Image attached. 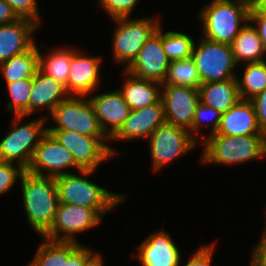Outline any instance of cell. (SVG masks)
<instances>
[{
  "label": "cell",
  "mask_w": 266,
  "mask_h": 266,
  "mask_svg": "<svg viewBox=\"0 0 266 266\" xmlns=\"http://www.w3.org/2000/svg\"><path fill=\"white\" fill-rule=\"evenodd\" d=\"M191 255V258L184 266H211L213 262V254L215 250V244L201 245L200 248ZM181 265V260L178 266Z\"/></svg>",
  "instance_id": "d590c367"
},
{
  "label": "cell",
  "mask_w": 266,
  "mask_h": 266,
  "mask_svg": "<svg viewBox=\"0 0 266 266\" xmlns=\"http://www.w3.org/2000/svg\"><path fill=\"white\" fill-rule=\"evenodd\" d=\"M251 6L240 0H212L199 10L203 38L231 44L249 21Z\"/></svg>",
  "instance_id": "277c9868"
},
{
  "label": "cell",
  "mask_w": 266,
  "mask_h": 266,
  "mask_svg": "<svg viewBox=\"0 0 266 266\" xmlns=\"http://www.w3.org/2000/svg\"><path fill=\"white\" fill-rule=\"evenodd\" d=\"M250 9H264L266 10V0H257Z\"/></svg>",
  "instance_id": "7bdbcfd3"
},
{
  "label": "cell",
  "mask_w": 266,
  "mask_h": 266,
  "mask_svg": "<svg viewBox=\"0 0 266 266\" xmlns=\"http://www.w3.org/2000/svg\"><path fill=\"white\" fill-rule=\"evenodd\" d=\"M139 0H97L103 10L111 19L120 17H131L132 11Z\"/></svg>",
  "instance_id": "d6a6232c"
},
{
  "label": "cell",
  "mask_w": 266,
  "mask_h": 266,
  "mask_svg": "<svg viewBox=\"0 0 266 266\" xmlns=\"http://www.w3.org/2000/svg\"><path fill=\"white\" fill-rule=\"evenodd\" d=\"M93 250L81 244L68 257V260H64V266H84V263L95 253Z\"/></svg>",
  "instance_id": "f35d334b"
},
{
  "label": "cell",
  "mask_w": 266,
  "mask_h": 266,
  "mask_svg": "<svg viewBox=\"0 0 266 266\" xmlns=\"http://www.w3.org/2000/svg\"><path fill=\"white\" fill-rule=\"evenodd\" d=\"M104 259L99 252H95L85 263L84 266H104Z\"/></svg>",
  "instance_id": "b9f144b4"
},
{
  "label": "cell",
  "mask_w": 266,
  "mask_h": 266,
  "mask_svg": "<svg viewBox=\"0 0 266 266\" xmlns=\"http://www.w3.org/2000/svg\"><path fill=\"white\" fill-rule=\"evenodd\" d=\"M123 84L119 87L131 110H137L157 103L161 98V83L136 77L124 69Z\"/></svg>",
  "instance_id": "7402d4cb"
},
{
  "label": "cell",
  "mask_w": 266,
  "mask_h": 266,
  "mask_svg": "<svg viewBox=\"0 0 266 266\" xmlns=\"http://www.w3.org/2000/svg\"><path fill=\"white\" fill-rule=\"evenodd\" d=\"M162 84L187 86L199 89L202 80L192 57L169 62L166 77Z\"/></svg>",
  "instance_id": "f1b7e54d"
},
{
  "label": "cell",
  "mask_w": 266,
  "mask_h": 266,
  "mask_svg": "<svg viewBox=\"0 0 266 266\" xmlns=\"http://www.w3.org/2000/svg\"><path fill=\"white\" fill-rule=\"evenodd\" d=\"M240 67L243 76L241 79L236 77L240 99L250 100L266 88V60L242 64Z\"/></svg>",
  "instance_id": "83f0119b"
},
{
  "label": "cell",
  "mask_w": 266,
  "mask_h": 266,
  "mask_svg": "<svg viewBox=\"0 0 266 266\" xmlns=\"http://www.w3.org/2000/svg\"><path fill=\"white\" fill-rule=\"evenodd\" d=\"M81 169L74 161L71 153L61 145L51 134L47 133L41 138L35 148L27 172L47 177H57L71 173L67 169Z\"/></svg>",
  "instance_id": "7c38bea8"
},
{
  "label": "cell",
  "mask_w": 266,
  "mask_h": 266,
  "mask_svg": "<svg viewBox=\"0 0 266 266\" xmlns=\"http://www.w3.org/2000/svg\"><path fill=\"white\" fill-rule=\"evenodd\" d=\"M39 65V48L36 43L26 52L11 57L0 64V72L5 83L33 78Z\"/></svg>",
  "instance_id": "d4e9b609"
},
{
  "label": "cell",
  "mask_w": 266,
  "mask_h": 266,
  "mask_svg": "<svg viewBox=\"0 0 266 266\" xmlns=\"http://www.w3.org/2000/svg\"><path fill=\"white\" fill-rule=\"evenodd\" d=\"M132 257L142 266H178L181 252L170 234L161 229L143 239Z\"/></svg>",
  "instance_id": "2e32d148"
},
{
  "label": "cell",
  "mask_w": 266,
  "mask_h": 266,
  "mask_svg": "<svg viewBox=\"0 0 266 266\" xmlns=\"http://www.w3.org/2000/svg\"><path fill=\"white\" fill-rule=\"evenodd\" d=\"M240 1L246 2L247 4H249L250 6H252V5H254V3H255L257 0H240Z\"/></svg>",
  "instance_id": "ee69618b"
},
{
  "label": "cell",
  "mask_w": 266,
  "mask_h": 266,
  "mask_svg": "<svg viewBox=\"0 0 266 266\" xmlns=\"http://www.w3.org/2000/svg\"><path fill=\"white\" fill-rule=\"evenodd\" d=\"M201 163L234 165L266 156V135L226 136L211 134L201 137Z\"/></svg>",
  "instance_id": "3957f363"
},
{
  "label": "cell",
  "mask_w": 266,
  "mask_h": 266,
  "mask_svg": "<svg viewBox=\"0 0 266 266\" xmlns=\"http://www.w3.org/2000/svg\"><path fill=\"white\" fill-rule=\"evenodd\" d=\"M20 19L5 0H0V25L8 24Z\"/></svg>",
  "instance_id": "60d3db41"
},
{
  "label": "cell",
  "mask_w": 266,
  "mask_h": 266,
  "mask_svg": "<svg viewBox=\"0 0 266 266\" xmlns=\"http://www.w3.org/2000/svg\"><path fill=\"white\" fill-rule=\"evenodd\" d=\"M237 65L265 61L266 51L258 31L249 20L230 44ZM243 62V63H242Z\"/></svg>",
  "instance_id": "603a6c76"
},
{
  "label": "cell",
  "mask_w": 266,
  "mask_h": 266,
  "mask_svg": "<svg viewBox=\"0 0 266 266\" xmlns=\"http://www.w3.org/2000/svg\"><path fill=\"white\" fill-rule=\"evenodd\" d=\"M53 119L56 126L47 130H68L83 135L107 137L102 131L92 103L87 96H69L45 116Z\"/></svg>",
  "instance_id": "52a82bcc"
},
{
  "label": "cell",
  "mask_w": 266,
  "mask_h": 266,
  "mask_svg": "<svg viewBox=\"0 0 266 266\" xmlns=\"http://www.w3.org/2000/svg\"><path fill=\"white\" fill-rule=\"evenodd\" d=\"M250 266H266V229L264 228L261 239L252 249Z\"/></svg>",
  "instance_id": "ab89813d"
},
{
  "label": "cell",
  "mask_w": 266,
  "mask_h": 266,
  "mask_svg": "<svg viewBox=\"0 0 266 266\" xmlns=\"http://www.w3.org/2000/svg\"><path fill=\"white\" fill-rule=\"evenodd\" d=\"M70 95L65 86L45 75L39 69L32 78V89L29 97V116L44 108L48 115L52 110L66 100Z\"/></svg>",
  "instance_id": "44dd1931"
},
{
  "label": "cell",
  "mask_w": 266,
  "mask_h": 266,
  "mask_svg": "<svg viewBox=\"0 0 266 266\" xmlns=\"http://www.w3.org/2000/svg\"><path fill=\"white\" fill-rule=\"evenodd\" d=\"M73 156L75 163L81 169L96 168L105 160L117 154V150L110 146L108 137L83 135L68 130H47ZM107 143V144H106Z\"/></svg>",
  "instance_id": "30bf717a"
},
{
  "label": "cell",
  "mask_w": 266,
  "mask_h": 266,
  "mask_svg": "<svg viewBox=\"0 0 266 266\" xmlns=\"http://www.w3.org/2000/svg\"><path fill=\"white\" fill-rule=\"evenodd\" d=\"M194 44L190 35L173 30L164 33L162 28V45L169 61L191 57Z\"/></svg>",
  "instance_id": "f546056e"
},
{
  "label": "cell",
  "mask_w": 266,
  "mask_h": 266,
  "mask_svg": "<svg viewBox=\"0 0 266 266\" xmlns=\"http://www.w3.org/2000/svg\"><path fill=\"white\" fill-rule=\"evenodd\" d=\"M41 116L21 125L27 116L14 115L10 130L0 141V161L18 164L27 170L35 148L47 132V120L45 115Z\"/></svg>",
  "instance_id": "5b68a950"
},
{
  "label": "cell",
  "mask_w": 266,
  "mask_h": 266,
  "mask_svg": "<svg viewBox=\"0 0 266 266\" xmlns=\"http://www.w3.org/2000/svg\"><path fill=\"white\" fill-rule=\"evenodd\" d=\"M51 50L45 56L39 50L38 69L66 87L71 64V47L62 46Z\"/></svg>",
  "instance_id": "4316f807"
},
{
  "label": "cell",
  "mask_w": 266,
  "mask_h": 266,
  "mask_svg": "<svg viewBox=\"0 0 266 266\" xmlns=\"http://www.w3.org/2000/svg\"><path fill=\"white\" fill-rule=\"evenodd\" d=\"M147 140L153 173L160 171L178 157H183L198 143L189 130L167 122L156 128Z\"/></svg>",
  "instance_id": "ba28073f"
},
{
  "label": "cell",
  "mask_w": 266,
  "mask_h": 266,
  "mask_svg": "<svg viewBox=\"0 0 266 266\" xmlns=\"http://www.w3.org/2000/svg\"><path fill=\"white\" fill-rule=\"evenodd\" d=\"M167 123L189 130L200 101L199 89L161 84V98Z\"/></svg>",
  "instance_id": "4fadbf2b"
},
{
  "label": "cell",
  "mask_w": 266,
  "mask_h": 266,
  "mask_svg": "<svg viewBox=\"0 0 266 266\" xmlns=\"http://www.w3.org/2000/svg\"><path fill=\"white\" fill-rule=\"evenodd\" d=\"M164 107L162 100L157 103L137 110H131L123 126L110 139L116 141L148 139L151 133L161 124L165 123Z\"/></svg>",
  "instance_id": "ac0fdd59"
},
{
  "label": "cell",
  "mask_w": 266,
  "mask_h": 266,
  "mask_svg": "<svg viewBox=\"0 0 266 266\" xmlns=\"http://www.w3.org/2000/svg\"><path fill=\"white\" fill-rule=\"evenodd\" d=\"M25 171L18 164L0 161V195L9 192Z\"/></svg>",
  "instance_id": "836d02e7"
},
{
  "label": "cell",
  "mask_w": 266,
  "mask_h": 266,
  "mask_svg": "<svg viewBox=\"0 0 266 266\" xmlns=\"http://www.w3.org/2000/svg\"><path fill=\"white\" fill-rule=\"evenodd\" d=\"M250 101L255 108L258 125L262 132L266 134V88Z\"/></svg>",
  "instance_id": "8d00e7d4"
},
{
  "label": "cell",
  "mask_w": 266,
  "mask_h": 266,
  "mask_svg": "<svg viewBox=\"0 0 266 266\" xmlns=\"http://www.w3.org/2000/svg\"><path fill=\"white\" fill-rule=\"evenodd\" d=\"M169 60L162 45V25L157 32L152 35L139 50L138 56L126 69L130 74L163 83Z\"/></svg>",
  "instance_id": "9a60e30c"
},
{
  "label": "cell",
  "mask_w": 266,
  "mask_h": 266,
  "mask_svg": "<svg viewBox=\"0 0 266 266\" xmlns=\"http://www.w3.org/2000/svg\"><path fill=\"white\" fill-rule=\"evenodd\" d=\"M77 172L80 175L72 172L55 177L59 202L95 209L103 217L127 199L124 194L114 193L89 181L88 176L94 170L80 169Z\"/></svg>",
  "instance_id": "7a4b0ae2"
},
{
  "label": "cell",
  "mask_w": 266,
  "mask_h": 266,
  "mask_svg": "<svg viewBox=\"0 0 266 266\" xmlns=\"http://www.w3.org/2000/svg\"><path fill=\"white\" fill-rule=\"evenodd\" d=\"M214 134L226 136L266 135L258 125L253 103L250 100L242 99L221 114L219 128Z\"/></svg>",
  "instance_id": "ffe728a7"
},
{
  "label": "cell",
  "mask_w": 266,
  "mask_h": 266,
  "mask_svg": "<svg viewBox=\"0 0 266 266\" xmlns=\"http://www.w3.org/2000/svg\"><path fill=\"white\" fill-rule=\"evenodd\" d=\"M38 28L36 23L24 18L0 25V64L29 50L36 43L32 35Z\"/></svg>",
  "instance_id": "d6986e66"
},
{
  "label": "cell",
  "mask_w": 266,
  "mask_h": 266,
  "mask_svg": "<svg viewBox=\"0 0 266 266\" xmlns=\"http://www.w3.org/2000/svg\"><path fill=\"white\" fill-rule=\"evenodd\" d=\"M200 101L213 107L221 114L225 113L239 100L237 79L203 83L199 87Z\"/></svg>",
  "instance_id": "cb8c5ba5"
},
{
  "label": "cell",
  "mask_w": 266,
  "mask_h": 266,
  "mask_svg": "<svg viewBox=\"0 0 266 266\" xmlns=\"http://www.w3.org/2000/svg\"><path fill=\"white\" fill-rule=\"evenodd\" d=\"M198 45V46H197ZM203 83L225 81L236 78L238 67L230 44L200 38L194 44L192 56Z\"/></svg>",
  "instance_id": "9c48e42d"
},
{
  "label": "cell",
  "mask_w": 266,
  "mask_h": 266,
  "mask_svg": "<svg viewBox=\"0 0 266 266\" xmlns=\"http://www.w3.org/2000/svg\"><path fill=\"white\" fill-rule=\"evenodd\" d=\"M76 47H71V64L67 86L70 96H88L99 88L102 58L88 56Z\"/></svg>",
  "instance_id": "5bb4252c"
},
{
  "label": "cell",
  "mask_w": 266,
  "mask_h": 266,
  "mask_svg": "<svg viewBox=\"0 0 266 266\" xmlns=\"http://www.w3.org/2000/svg\"><path fill=\"white\" fill-rule=\"evenodd\" d=\"M220 119V112L213 107L207 106L200 102L197 106V110L194 113L192 127L189 129V132L197 141H199L197 138L200 137L198 134H201L202 126L203 128L205 127V129H207L212 125L209 128L211 132L208 135L214 134L219 128Z\"/></svg>",
  "instance_id": "1f68e13d"
},
{
  "label": "cell",
  "mask_w": 266,
  "mask_h": 266,
  "mask_svg": "<svg viewBox=\"0 0 266 266\" xmlns=\"http://www.w3.org/2000/svg\"><path fill=\"white\" fill-rule=\"evenodd\" d=\"M102 218L95 209L59 202L51 227L41 237L53 241L79 242L77 235L97 227Z\"/></svg>",
  "instance_id": "8fae6325"
},
{
  "label": "cell",
  "mask_w": 266,
  "mask_h": 266,
  "mask_svg": "<svg viewBox=\"0 0 266 266\" xmlns=\"http://www.w3.org/2000/svg\"><path fill=\"white\" fill-rule=\"evenodd\" d=\"M249 20L252 23H255L254 26L258 31L259 37L266 51V10L250 9Z\"/></svg>",
  "instance_id": "74e56055"
},
{
  "label": "cell",
  "mask_w": 266,
  "mask_h": 266,
  "mask_svg": "<svg viewBox=\"0 0 266 266\" xmlns=\"http://www.w3.org/2000/svg\"><path fill=\"white\" fill-rule=\"evenodd\" d=\"M19 18L31 20L39 27L41 18L37 0H5Z\"/></svg>",
  "instance_id": "e575fe53"
},
{
  "label": "cell",
  "mask_w": 266,
  "mask_h": 266,
  "mask_svg": "<svg viewBox=\"0 0 266 266\" xmlns=\"http://www.w3.org/2000/svg\"><path fill=\"white\" fill-rule=\"evenodd\" d=\"M35 256L27 266H64V260L81 245L72 241H53L42 237Z\"/></svg>",
  "instance_id": "484cf974"
},
{
  "label": "cell",
  "mask_w": 266,
  "mask_h": 266,
  "mask_svg": "<svg viewBox=\"0 0 266 266\" xmlns=\"http://www.w3.org/2000/svg\"><path fill=\"white\" fill-rule=\"evenodd\" d=\"M89 100L93 105L102 131L111 139L129 116L130 106L118 89L97 95L93 94Z\"/></svg>",
  "instance_id": "e0dca14e"
},
{
  "label": "cell",
  "mask_w": 266,
  "mask_h": 266,
  "mask_svg": "<svg viewBox=\"0 0 266 266\" xmlns=\"http://www.w3.org/2000/svg\"><path fill=\"white\" fill-rule=\"evenodd\" d=\"M20 184L27 222L41 237L51 227L59 205L56 180L25 171Z\"/></svg>",
  "instance_id": "6da1fadb"
},
{
  "label": "cell",
  "mask_w": 266,
  "mask_h": 266,
  "mask_svg": "<svg viewBox=\"0 0 266 266\" xmlns=\"http://www.w3.org/2000/svg\"><path fill=\"white\" fill-rule=\"evenodd\" d=\"M114 18L116 27L112 38V54L117 64L124 65L126 70L138 56L145 42L154 35L160 27V17L146 18Z\"/></svg>",
  "instance_id": "8992f818"
},
{
  "label": "cell",
  "mask_w": 266,
  "mask_h": 266,
  "mask_svg": "<svg viewBox=\"0 0 266 266\" xmlns=\"http://www.w3.org/2000/svg\"><path fill=\"white\" fill-rule=\"evenodd\" d=\"M10 99L6 111L14 115L29 116V97L32 89V78L6 83Z\"/></svg>",
  "instance_id": "4dcf8cb0"
}]
</instances>
